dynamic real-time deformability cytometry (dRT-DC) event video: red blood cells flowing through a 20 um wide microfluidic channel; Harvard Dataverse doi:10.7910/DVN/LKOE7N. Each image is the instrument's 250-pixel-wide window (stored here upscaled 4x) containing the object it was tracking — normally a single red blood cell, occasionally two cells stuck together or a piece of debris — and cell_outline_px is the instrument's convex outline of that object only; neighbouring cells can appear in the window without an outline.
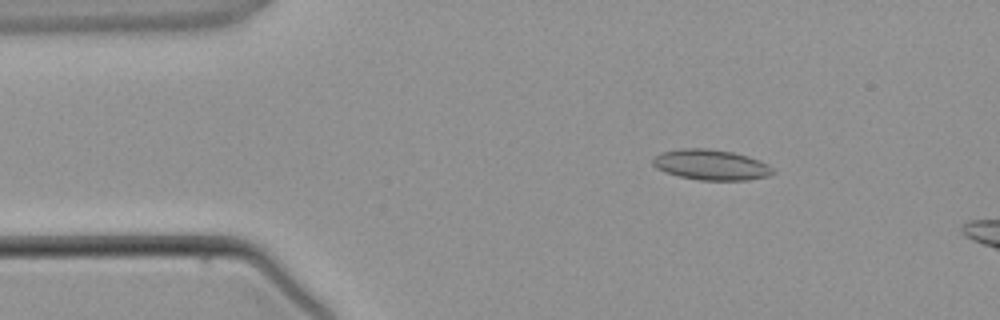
{"species": "common noctule bat (a hibernating species)", "species_latin": "Nyctalus noctula", "temperature_condition": "warm", "stored_images_in_passage": 4, "camera_frame_rate_fps": 3000, "um_per_image_px": 0.085, "animal": {"sex": "male", "body_mass_g": 21.5, "forearm_length_mm": 52.0}, "frame": {"image": 1, "passage_image": 2, "time_ms": 1.333, "image_size_px": [1000, 320], "cell_outline_px": [[776, 172], [768, 176], [748, 180], [700, 180], [680, 176], [656, 168], [652, 164], [652, 160], [660, 152], [680, 148], [708, 148], [732, 152], [748, 156], [760, 160], [768, 164]], "centroid_in_image_um": [60.45, 14.0], "position_along_channel_um": 24.5, "area_um2": 21.33}}